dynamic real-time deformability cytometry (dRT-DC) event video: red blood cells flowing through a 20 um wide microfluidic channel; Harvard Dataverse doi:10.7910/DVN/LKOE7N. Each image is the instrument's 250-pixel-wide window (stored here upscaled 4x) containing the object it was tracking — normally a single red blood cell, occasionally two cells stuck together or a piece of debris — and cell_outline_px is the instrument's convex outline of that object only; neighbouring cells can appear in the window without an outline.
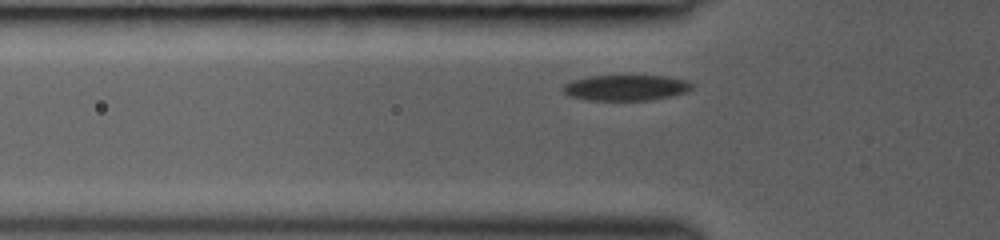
{"species": "common noctule bat (a hibernating species)", "species_latin": "Nyctalus noctula", "temperature_condition": "room temperature", "stored_images_in_passage": 21, "camera_frame_rate_fps": 3000, "um_per_image_px": 0.085, "animal": {"sex": "female", "body_mass_g": 19.0, "forearm_length_mm": 53.3}, "frame": {"image": 1, "passage_image": 4, "time_ms": 1.0, "image_size_px": [1000, 240], "cell_outline_px": [[692, 88], [688, 92], [672, 96], [652, 100], [588, 100], [572, 96], [564, 92], [564, 84], [572, 80], [588, 76], [664, 76], [688, 80], [692, 84]], "centroid_in_image_um": [53.25, 7.45], "position_along_channel_um": 72.5, "area_um2": 19.25}}
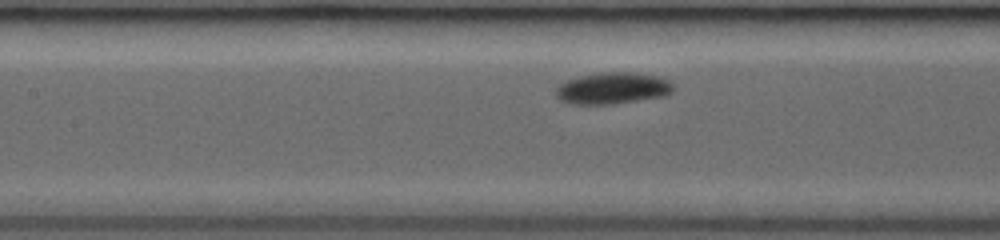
{"frame": {"image": 2, "passage_image": 11, "time_ms": 3.0, "image_size_px": [1000, 240], "cell_outline_px": [[676, 88], [672, 92], [664, 96], [612, 104], [576, 104], [560, 100], [556, 96], [556, 88], [564, 80], [580, 76], [604, 72], [628, 72], [660, 76], [668, 80]], "centroid_in_image_um": [52.09, 7.49], "position_along_channel_um": 155.3, "area_um2": 21.62}}
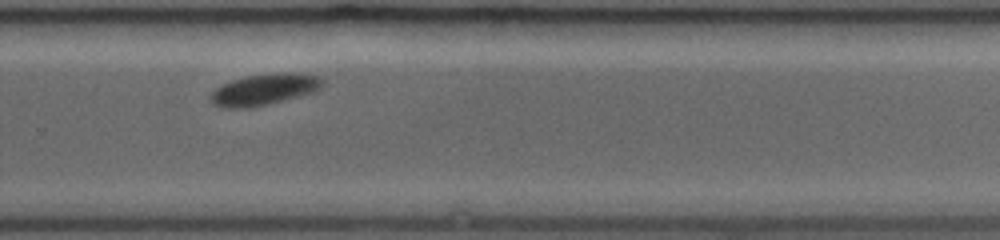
{"frame": {"image": 3, "passage_image": 20, "time_ms": 6.667, "image_size_px": [1000, 240], "cell_outline_px": [[324, 84], [320, 88], [312, 92], [268, 104], [248, 108], [220, 108], [212, 104], [208, 96], [216, 88], [232, 80], [248, 76], [276, 72], [300, 72], [320, 76], [324, 80]], "centroid_in_image_um": [22.46, 7.6], "position_along_channel_um": 307.3, "area_um2": 20.58}}